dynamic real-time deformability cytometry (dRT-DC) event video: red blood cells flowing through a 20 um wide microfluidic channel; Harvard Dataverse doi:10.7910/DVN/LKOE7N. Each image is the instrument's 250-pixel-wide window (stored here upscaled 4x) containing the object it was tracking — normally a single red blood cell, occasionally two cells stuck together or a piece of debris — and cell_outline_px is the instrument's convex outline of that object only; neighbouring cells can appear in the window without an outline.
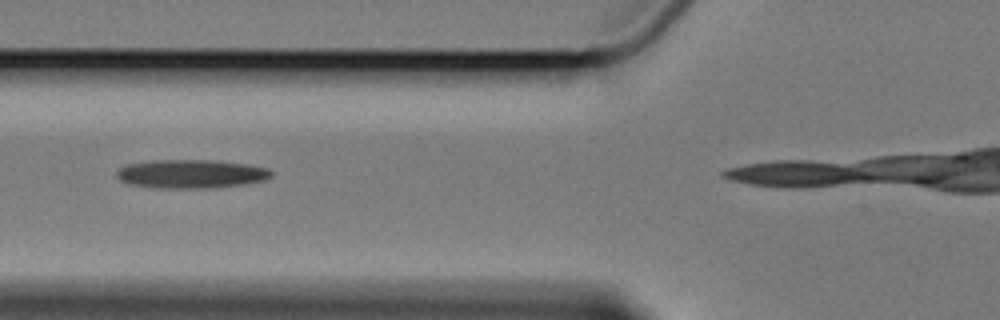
{"species": "Egyptian fruit bat (a non-hibernating species)", "species_latin": "Rousettus aegyptiacus", "temperature_condition": "cold", "stored_images_in_passage": 3, "camera_frame_rate_fps": 3000, "um_per_image_px": 0.085, "animal": {"sex": "female"}, "frame": {"image": 1, "passage_image": 2, "time_ms": 1.0, "image_size_px": [1000, 320], "cell_outline_px": [[272, 176], [264, 180], [240, 184], [200, 188], [156, 188], [132, 184], [120, 180], [116, 176], [116, 172], [120, 168], [128, 164], [148, 160], [216, 160], [248, 164], [268, 168], [272, 172]], "centroid_in_image_um": [16.22, 14.76], "position_along_channel_um": 109.6, "area_um2": 25.66}}